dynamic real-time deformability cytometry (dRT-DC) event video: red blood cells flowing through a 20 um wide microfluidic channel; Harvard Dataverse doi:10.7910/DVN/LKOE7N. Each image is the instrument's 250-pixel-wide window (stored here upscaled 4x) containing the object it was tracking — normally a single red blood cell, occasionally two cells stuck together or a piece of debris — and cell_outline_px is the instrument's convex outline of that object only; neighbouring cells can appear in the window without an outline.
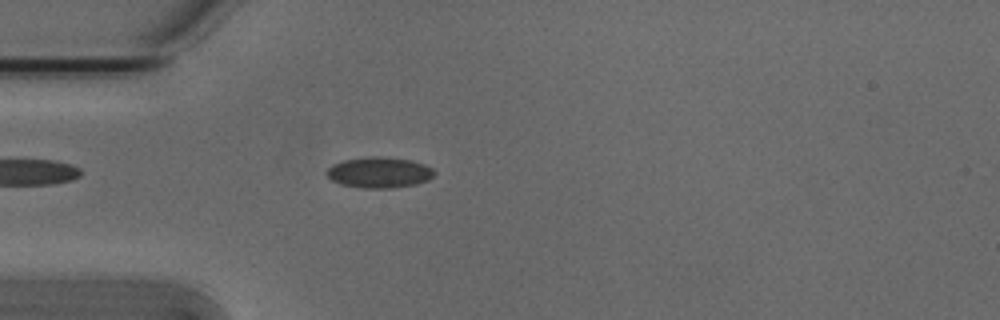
{"species": "Egyptian fruit bat (a non-hibernating species)", "species_latin": "Rousettus aegyptiacus", "temperature_condition": "cold", "stored_images_in_passage": 46, "camera_frame_rate_fps": 3000, "um_per_image_px": 0.085, "animal": {"sex": "male"}, "frame": {"image": 1, "passage_image": 7, "time_ms": 2.0, "image_size_px": [1000, 320], "cell_outline_px": [[436, 172], [428, 180], [416, 184], [392, 188], [364, 188], [340, 184], [332, 180], [324, 172], [332, 164], [344, 160], [372, 156], [376, 156], [412, 160], [424, 164], [432, 168]], "centroid_in_image_um": [32.23, 14.66], "position_along_channel_um": 52.8, "area_um2": 19.31}}
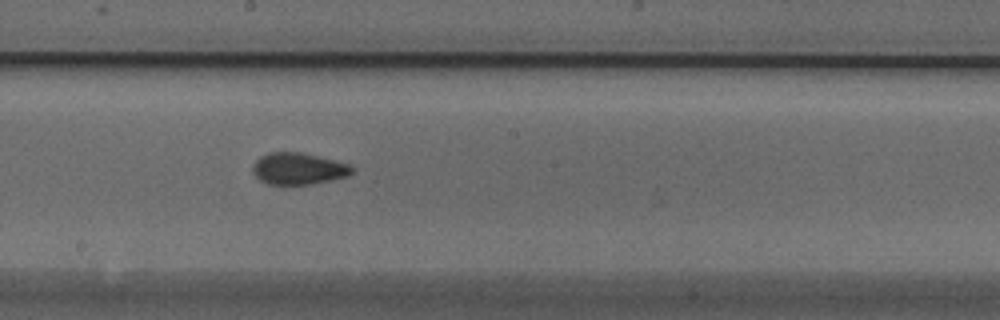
{"frame": {"image": 2, "passage_image": 21, "time_ms": 6.667, "image_size_px": [1000, 320], "cell_outline_px": [[356, 168], [348, 176], [312, 184], [268, 184], [260, 180], [252, 172], [252, 168], [256, 160], [260, 156], [268, 152], [300, 152], [348, 164]], "centroid_in_image_um": [25.34, 14.34], "position_along_channel_um": 222.9, "area_um2": 18.21}}
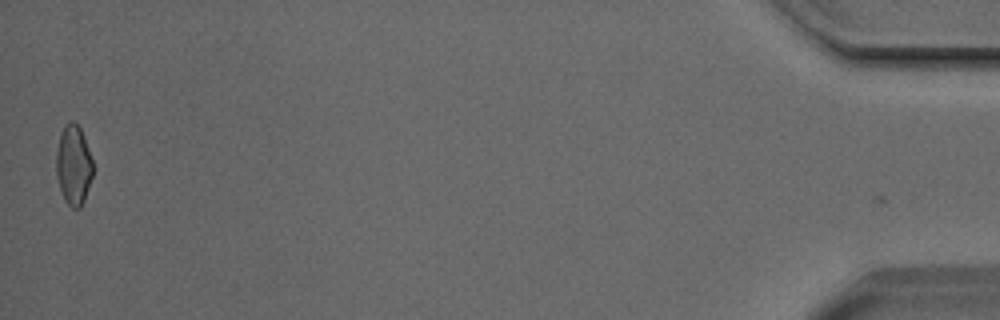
{"frame": {"image": 3, "passage_image": 45, "time_ms": 14.667, "image_size_px": [1000, 320], "cell_outline_px": [[92, 176], [84, 200], [80, 208], [72, 208], [64, 200], [56, 176], [56, 152], [60, 132], [64, 124], [68, 120], [72, 120], [80, 128], [84, 136], [92, 160]], "centroid_in_image_um": [6.23, 14.0], "position_along_channel_um": 429.0, "area_um2": 17.11}, "authors_computed_cell_mechanics": {"area_um2": 18.1203, "velocity_mm_per_s": 3.8116, "shape_relaxation_time_tau1_ms": 10.6404, "shape_relaxation_time_tau2_ms": 1.6799, "deformation_change_tau1": 0.1518, "deformation_change_tau2": 0.0496}}